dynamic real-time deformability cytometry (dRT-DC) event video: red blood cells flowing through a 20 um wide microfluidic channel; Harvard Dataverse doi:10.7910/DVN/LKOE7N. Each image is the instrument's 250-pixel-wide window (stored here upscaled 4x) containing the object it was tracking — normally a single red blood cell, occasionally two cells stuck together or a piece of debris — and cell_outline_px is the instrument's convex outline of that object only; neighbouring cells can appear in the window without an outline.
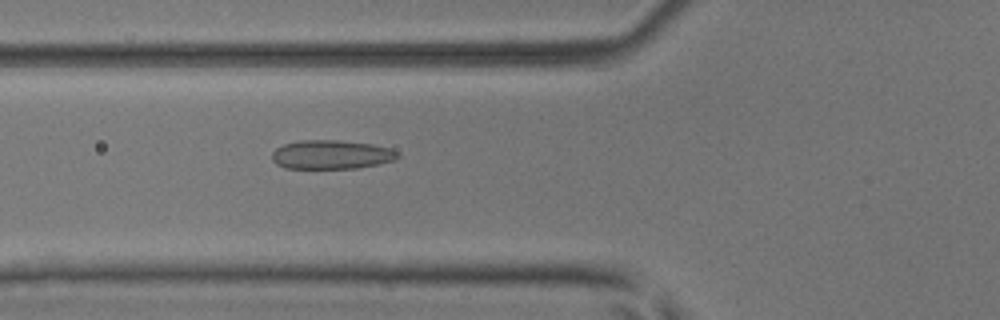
{"species": "common noctule bat (a hibernating species)", "species_latin": "Nyctalus noctula", "temperature_condition": "room temperature", "stored_images_in_passage": 53, "camera_frame_rate_fps": 3000, "um_per_image_px": 0.085, "animal": {"sex": "male", "body_mass_g": 17.9, "forearm_length_mm": 54.2}, "frame": {"image": 1, "passage_image": 20, "time_ms": 6.333, "image_size_px": [1000, 320], "cell_outline_px": [[400, 156], [396, 160], [380, 164], [356, 168], [284, 168], [276, 164], [272, 160], [272, 152], [276, 148], [284, 144], [300, 140], [340, 140], [372, 144], [392, 148]], "centroid_in_image_um": [28.18, 13.14], "position_along_channel_um": 97.6, "area_um2": 21.39}}
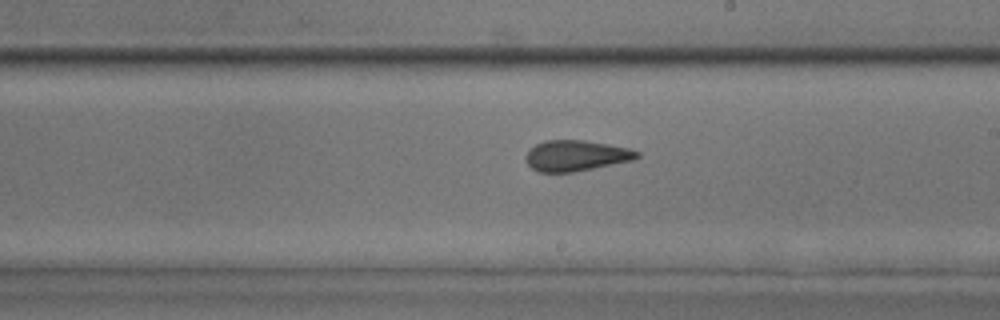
{"frame": {"image": 2, "passage_image": 31, "time_ms": 10.0, "image_size_px": [1000, 320], "cell_outline_px": [[640, 156], [636, 160], [572, 172], [536, 172], [528, 164], [524, 156], [528, 148], [544, 140], [584, 140], [628, 148], [640, 152]], "centroid_in_image_um": [48.94, 13.23], "position_along_channel_um": 240.1, "area_um2": 20.11}}
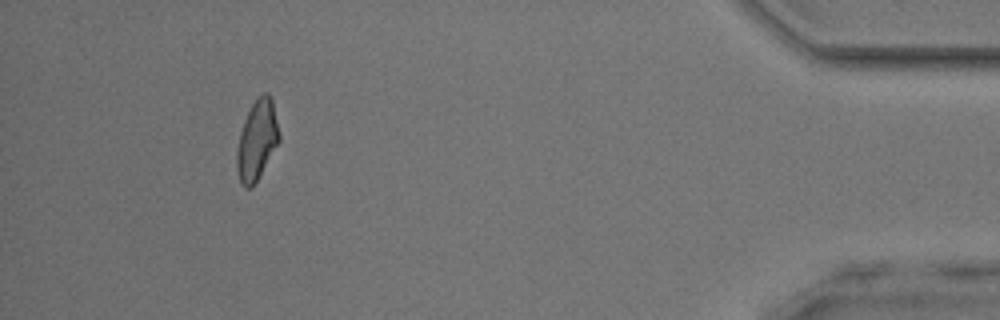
{"frame": {"image": 3, "passage_image": 49, "time_ms": 16.0, "image_size_px": [1000, 320], "cell_outline_px": [[280, 140], [252, 188], [244, 188], [240, 184], [236, 168], [236, 152], [240, 132], [244, 120], [252, 104], [264, 92], [268, 92], [272, 100], [280, 136]], "centroid_in_image_um": [21.82, 11.95], "position_along_channel_um": 413.4, "area_um2": 19.54}, "authors_computed_cell_mechanics": {"area_um2": 20.3456, "velocity_mm_per_s": 3.8986, "shape_relaxation_time_tau1_ms": 9.9066, "shape_relaxation_time_tau2_ms": 1.5048, "deformation_change_tau1": 0.1776, "deformation_change_tau2": 0.0838}}